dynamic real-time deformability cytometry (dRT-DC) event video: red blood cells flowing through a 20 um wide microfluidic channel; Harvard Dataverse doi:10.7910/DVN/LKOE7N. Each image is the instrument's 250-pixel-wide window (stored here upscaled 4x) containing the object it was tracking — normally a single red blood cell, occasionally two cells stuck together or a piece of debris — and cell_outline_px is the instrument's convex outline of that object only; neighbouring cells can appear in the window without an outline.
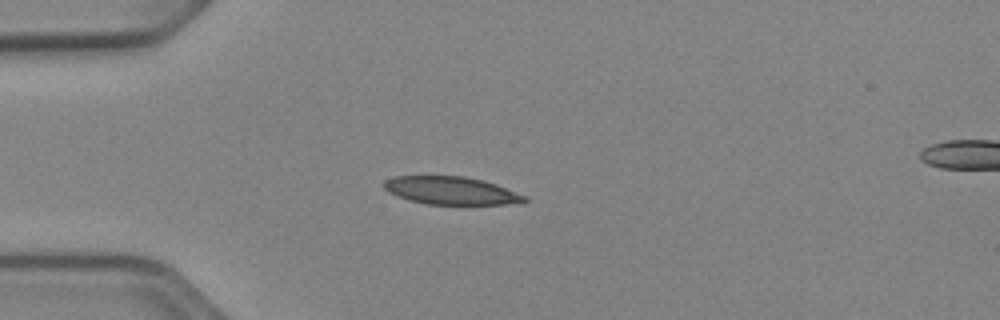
{"species": "Egyptian fruit bat (a non-hibernating species)", "species_latin": "Rousettus aegyptiacus", "temperature_condition": "cold", "stored_images_in_passage": 39, "camera_frame_rate_fps": 3000, "um_per_image_px": 0.085, "animal": {"sex": "female"}, "frame": {"image": 1, "passage_image": 1, "time_ms": 0.0, "image_size_px": [1000, 320], "cell_outline_px": [[528, 200], [524, 204], [428, 204], [408, 200], [388, 192], [384, 188], [384, 180], [396, 176], [464, 176], [484, 180], [496, 184], [528, 196]], "centroid_in_image_um": [38.41, 16.2], "position_along_channel_um": 46.6, "area_um2": 23.0}}
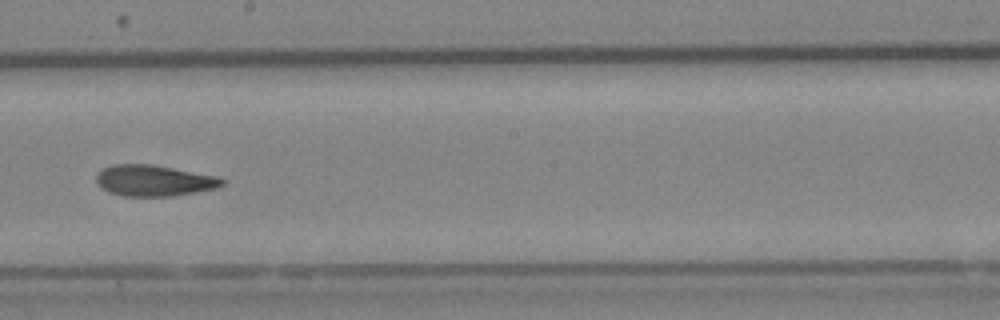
{"frame": {"image": 2, "passage_image": 17, "time_ms": 5.333, "image_size_px": [1000, 320], "cell_outline_px": [[224, 184], [220, 188], [172, 196], [124, 196], [108, 192], [100, 188], [96, 180], [96, 176], [100, 168], [112, 164], [152, 164], [216, 176], [224, 180]], "centroid_in_image_um": [13.05, 15.35], "position_along_channel_um": 235.1, "area_um2": 23.0}}
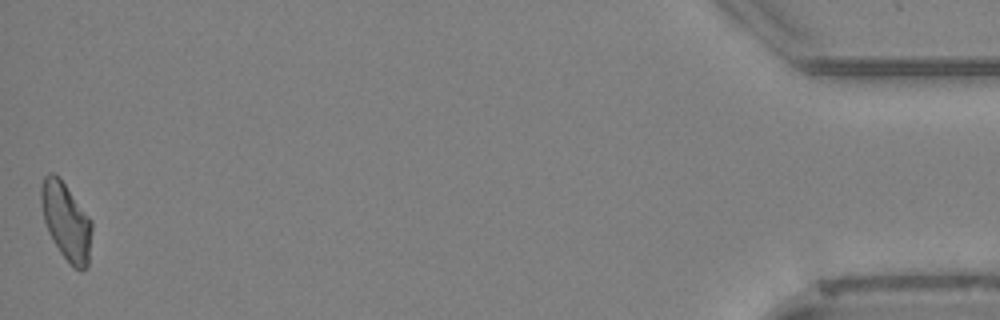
{"frame": {"image": 3, "passage_image": 39, "time_ms": 12.667, "image_size_px": [1000, 320], "cell_outline_px": [[92, 232], [88, 264], [80, 272], [72, 268], [60, 252], [48, 232], [44, 220], [40, 200], [40, 184], [44, 176], [48, 172], [52, 172], [60, 176], [92, 220]], "centroid_in_image_um": [5.62, 18.79], "position_along_channel_um": 429.6, "area_um2": 23.35}, "authors_computed_cell_mechanics": {"area_um2": 23.0044, "velocity_mm_per_s": 3.9011, "shape_relaxation_time_tau1_ms": null, "shape_relaxation_time_tau2_ms": 4.6843, "deformation_change_tau1": null, "deformation_change_tau2": 0.1188}}